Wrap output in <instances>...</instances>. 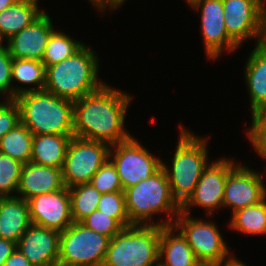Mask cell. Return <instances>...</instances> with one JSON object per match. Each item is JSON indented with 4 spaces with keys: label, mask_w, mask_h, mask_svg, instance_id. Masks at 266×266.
<instances>
[{
    "label": "cell",
    "mask_w": 266,
    "mask_h": 266,
    "mask_svg": "<svg viewBox=\"0 0 266 266\" xmlns=\"http://www.w3.org/2000/svg\"><path fill=\"white\" fill-rule=\"evenodd\" d=\"M21 123L20 108L14 99L0 103V139Z\"/></svg>",
    "instance_id": "obj_35"
},
{
    "label": "cell",
    "mask_w": 266,
    "mask_h": 266,
    "mask_svg": "<svg viewBox=\"0 0 266 266\" xmlns=\"http://www.w3.org/2000/svg\"><path fill=\"white\" fill-rule=\"evenodd\" d=\"M3 266H33L30 261L16 248Z\"/></svg>",
    "instance_id": "obj_37"
},
{
    "label": "cell",
    "mask_w": 266,
    "mask_h": 266,
    "mask_svg": "<svg viewBox=\"0 0 266 266\" xmlns=\"http://www.w3.org/2000/svg\"><path fill=\"white\" fill-rule=\"evenodd\" d=\"M81 223L89 229L111 239L124 228L116 219L98 209L84 218Z\"/></svg>",
    "instance_id": "obj_33"
},
{
    "label": "cell",
    "mask_w": 266,
    "mask_h": 266,
    "mask_svg": "<svg viewBox=\"0 0 266 266\" xmlns=\"http://www.w3.org/2000/svg\"><path fill=\"white\" fill-rule=\"evenodd\" d=\"M260 2H261L262 4H266V1H265V0H260Z\"/></svg>",
    "instance_id": "obj_45"
},
{
    "label": "cell",
    "mask_w": 266,
    "mask_h": 266,
    "mask_svg": "<svg viewBox=\"0 0 266 266\" xmlns=\"http://www.w3.org/2000/svg\"><path fill=\"white\" fill-rule=\"evenodd\" d=\"M132 97L103 84L98 90L74 101V136L112 146L132 136L124 127Z\"/></svg>",
    "instance_id": "obj_1"
},
{
    "label": "cell",
    "mask_w": 266,
    "mask_h": 266,
    "mask_svg": "<svg viewBox=\"0 0 266 266\" xmlns=\"http://www.w3.org/2000/svg\"><path fill=\"white\" fill-rule=\"evenodd\" d=\"M110 240L73 222L60 234L58 266H102Z\"/></svg>",
    "instance_id": "obj_8"
},
{
    "label": "cell",
    "mask_w": 266,
    "mask_h": 266,
    "mask_svg": "<svg viewBox=\"0 0 266 266\" xmlns=\"http://www.w3.org/2000/svg\"><path fill=\"white\" fill-rule=\"evenodd\" d=\"M64 187L62 168L28 162L23 164L16 194L28 201L34 196L59 191Z\"/></svg>",
    "instance_id": "obj_18"
},
{
    "label": "cell",
    "mask_w": 266,
    "mask_h": 266,
    "mask_svg": "<svg viewBox=\"0 0 266 266\" xmlns=\"http://www.w3.org/2000/svg\"><path fill=\"white\" fill-rule=\"evenodd\" d=\"M263 46H266V5L262 4V33L261 42Z\"/></svg>",
    "instance_id": "obj_39"
},
{
    "label": "cell",
    "mask_w": 266,
    "mask_h": 266,
    "mask_svg": "<svg viewBox=\"0 0 266 266\" xmlns=\"http://www.w3.org/2000/svg\"><path fill=\"white\" fill-rule=\"evenodd\" d=\"M32 140V132L20 123L0 139V153L27 164L31 161Z\"/></svg>",
    "instance_id": "obj_25"
},
{
    "label": "cell",
    "mask_w": 266,
    "mask_h": 266,
    "mask_svg": "<svg viewBox=\"0 0 266 266\" xmlns=\"http://www.w3.org/2000/svg\"><path fill=\"white\" fill-rule=\"evenodd\" d=\"M5 39H3L1 36H0V52H2L5 48H6V45L4 46V41Z\"/></svg>",
    "instance_id": "obj_43"
},
{
    "label": "cell",
    "mask_w": 266,
    "mask_h": 266,
    "mask_svg": "<svg viewBox=\"0 0 266 266\" xmlns=\"http://www.w3.org/2000/svg\"><path fill=\"white\" fill-rule=\"evenodd\" d=\"M245 65L244 76L252 111L266 105V46L255 44Z\"/></svg>",
    "instance_id": "obj_22"
},
{
    "label": "cell",
    "mask_w": 266,
    "mask_h": 266,
    "mask_svg": "<svg viewBox=\"0 0 266 266\" xmlns=\"http://www.w3.org/2000/svg\"><path fill=\"white\" fill-rule=\"evenodd\" d=\"M125 1L126 0H89V3L93 4L96 9H100V12H104L107 7L109 10H116L120 8L119 6H121Z\"/></svg>",
    "instance_id": "obj_38"
},
{
    "label": "cell",
    "mask_w": 266,
    "mask_h": 266,
    "mask_svg": "<svg viewBox=\"0 0 266 266\" xmlns=\"http://www.w3.org/2000/svg\"><path fill=\"white\" fill-rule=\"evenodd\" d=\"M18 0H0V12L3 9H6L7 7H10L12 4H14Z\"/></svg>",
    "instance_id": "obj_41"
},
{
    "label": "cell",
    "mask_w": 266,
    "mask_h": 266,
    "mask_svg": "<svg viewBox=\"0 0 266 266\" xmlns=\"http://www.w3.org/2000/svg\"><path fill=\"white\" fill-rule=\"evenodd\" d=\"M110 147L101 141L73 136L62 168L64 185L70 188L90 183L93 175L109 159Z\"/></svg>",
    "instance_id": "obj_9"
},
{
    "label": "cell",
    "mask_w": 266,
    "mask_h": 266,
    "mask_svg": "<svg viewBox=\"0 0 266 266\" xmlns=\"http://www.w3.org/2000/svg\"><path fill=\"white\" fill-rule=\"evenodd\" d=\"M228 35L239 45L247 39L261 42L262 3L260 0H222Z\"/></svg>",
    "instance_id": "obj_12"
},
{
    "label": "cell",
    "mask_w": 266,
    "mask_h": 266,
    "mask_svg": "<svg viewBox=\"0 0 266 266\" xmlns=\"http://www.w3.org/2000/svg\"><path fill=\"white\" fill-rule=\"evenodd\" d=\"M12 59L13 58L11 57L7 48L0 52V94H2L3 100L15 99L17 96L23 93L33 91V88L31 87L22 88L13 86L11 74Z\"/></svg>",
    "instance_id": "obj_31"
},
{
    "label": "cell",
    "mask_w": 266,
    "mask_h": 266,
    "mask_svg": "<svg viewBox=\"0 0 266 266\" xmlns=\"http://www.w3.org/2000/svg\"><path fill=\"white\" fill-rule=\"evenodd\" d=\"M16 249V243L0 238V266H3L5 261Z\"/></svg>",
    "instance_id": "obj_36"
},
{
    "label": "cell",
    "mask_w": 266,
    "mask_h": 266,
    "mask_svg": "<svg viewBox=\"0 0 266 266\" xmlns=\"http://www.w3.org/2000/svg\"><path fill=\"white\" fill-rule=\"evenodd\" d=\"M259 172L241 163L228 173L224 186L223 207L232 213L261 202L266 197V185Z\"/></svg>",
    "instance_id": "obj_14"
},
{
    "label": "cell",
    "mask_w": 266,
    "mask_h": 266,
    "mask_svg": "<svg viewBox=\"0 0 266 266\" xmlns=\"http://www.w3.org/2000/svg\"><path fill=\"white\" fill-rule=\"evenodd\" d=\"M191 7L201 11V32L208 59H217L226 49L229 52L238 49L225 27L222 0H199Z\"/></svg>",
    "instance_id": "obj_13"
},
{
    "label": "cell",
    "mask_w": 266,
    "mask_h": 266,
    "mask_svg": "<svg viewBox=\"0 0 266 266\" xmlns=\"http://www.w3.org/2000/svg\"><path fill=\"white\" fill-rule=\"evenodd\" d=\"M180 135L169 168L162 161L171 193L182 206L193 194L208 162L207 137H200L180 124ZM186 129V130H185Z\"/></svg>",
    "instance_id": "obj_4"
},
{
    "label": "cell",
    "mask_w": 266,
    "mask_h": 266,
    "mask_svg": "<svg viewBox=\"0 0 266 266\" xmlns=\"http://www.w3.org/2000/svg\"><path fill=\"white\" fill-rule=\"evenodd\" d=\"M44 11L38 0H18L0 12V36L7 41L11 36L35 21Z\"/></svg>",
    "instance_id": "obj_23"
},
{
    "label": "cell",
    "mask_w": 266,
    "mask_h": 266,
    "mask_svg": "<svg viewBox=\"0 0 266 266\" xmlns=\"http://www.w3.org/2000/svg\"><path fill=\"white\" fill-rule=\"evenodd\" d=\"M176 231H178V234L174 235L173 233ZM158 265L203 266L196 259L186 238L173 225L161 226Z\"/></svg>",
    "instance_id": "obj_20"
},
{
    "label": "cell",
    "mask_w": 266,
    "mask_h": 266,
    "mask_svg": "<svg viewBox=\"0 0 266 266\" xmlns=\"http://www.w3.org/2000/svg\"><path fill=\"white\" fill-rule=\"evenodd\" d=\"M22 167L21 162L0 153V197L13 196L17 192Z\"/></svg>",
    "instance_id": "obj_29"
},
{
    "label": "cell",
    "mask_w": 266,
    "mask_h": 266,
    "mask_svg": "<svg viewBox=\"0 0 266 266\" xmlns=\"http://www.w3.org/2000/svg\"><path fill=\"white\" fill-rule=\"evenodd\" d=\"M234 159L220 158L208 164L200 177L193 194L181 206V212L190 214L191 206L207 209L210 217L215 209L223 208L224 186L228 173L237 165Z\"/></svg>",
    "instance_id": "obj_11"
},
{
    "label": "cell",
    "mask_w": 266,
    "mask_h": 266,
    "mask_svg": "<svg viewBox=\"0 0 266 266\" xmlns=\"http://www.w3.org/2000/svg\"><path fill=\"white\" fill-rule=\"evenodd\" d=\"M229 228L248 235H266V197L232 213Z\"/></svg>",
    "instance_id": "obj_24"
},
{
    "label": "cell",
    "mask_w": 266,
    "mask_h": 266,
    "mask_svg": "<svg viewBox=\"0 0 266 266\" xmlns=\"http://www.w3.org/2000/svg\"><path fill=\"white\" fill-rule=\"evenodd\" d=\"M251 115L252 124L246 136L257 151L266 142V105L253 109Z\"/></svg>",
    "instance_id": "obj_34"
},
{
    "label": "cell",
    "mask_w": 266,
    "mask_h": 266,
    "mask_svg": "<svg viewBox=\"0 0 266 266\" xmlns=\"http://www.w3.org/2000/svg\"><path fill=\"white\" fill-rule=\"evenodd\" d=\"M32 225L63 232L73 223L70 193L59 191L34 196L28 200Z\"/></svg>",
    "instance_id": "obj_15"
},
{
    "label": "cell",
    "mask_w": 266,
    "mask_h": 266,
    "mask_svg": "<svg viewBox=\"0 0 266 266\" xmlns=\"http://www.w3.org/2000/svg\"><path fill=\"white\" fill-rule=\"evenodd\" d=\"M109 159L117 169L123 191L149 178L162 167L161 159L152 155L133 136L127 141L112 145Z\"/></svg>",
    "instance_id": "obj_10"
},
{
    "label": "cell",
    "mask_w": 266,
    "mask_h": 266,
    "mask_svg": "<svg viewBox=\"0 0 266 266\" xmlns=\"http://www.w3.org/2000/svg\"><path fill=\"white\" fill-rule=\"evenodd\" d=\"M46 68L42 61L34 59H12V82L17 81L24 85H35L33 91L45 89Z\"/></svg>",
    "instance_id": "obj_27"
},
{
    "label": "cell",
    "mask_w": 266,
    "mask_h": 266,
    "mask_svg": "<svg viewBox=\"0 0 266 266\" xmlns=\"http://www.w3.org/2000/svg\"><path fill=\"white\" fill-rule=\"evenodd\" d=\"M83 45L84 43L73 40L64 32L54 30L48 39L42 58L45 68L72 56Z\"/></svg>",
    "instance_id": "obj_28"
},
{
    "label": "cell",
    "mask_w": 266,
    "mask_h": 266,
    "mask_svg": "<svg viewBox=\"0 0 266 266\" xmlns=\"http://www.w3.org/2000/svg\"><path fill=\"white\" fill-rule=\"evenodd\" d=\"M222 266H247V265L242 261L238 260L237 258H235L234 256L230 261H228L226 264Z\"/></svg>",
    "instance_id": "obj_40"
},
{
    "label": "cell",
    "mask_w": 266,
    "mask_h": 266,
    "mask_svg": "<svg viewBox=\"0 0 266 266\" xmlns=\"http://www.w3.org/2000/svg\"><path fill=\"white\" fill-rule=\"evenodd\" d=\"M74 134L33 135L31 161L37 165L63 168L66 150Z\"/></svg>",
    "instance_id": "obj_21"
},
{
    "label": "cell",
    "mask_w": 266,
    "mask_h": 266,
    "mask_svg": "<svg viewBox=\"0 0 266 266\" xmlns=\"http://www.w3.org/2000/svg\"><path fill=\"white\" fill-rule=\"evenodd\" d=\"M98 70L96 52L84 44L72 56L46 67L44 90L74 102L105 84Z\"/></svg>",
    "instance_id": "obj_2"
},
{
    "label": "cell",
    "mask_w": 266,
    "mask_h": 266,
    "mask_svg": "<svg viewBox=\"0 0 266 266\" xmlns=\"http://www.w3.org/2000/svg\"><path fill=\"white\" fill-rule=\"evenodd\" d=\"M173 226L186 238L196 259L203 266H222L234 257L230 255V248L215 223L180 212Z\"/></svg>",
    "instance_id": "obj_7"
},
{
    "label": "cell",
    "mask_w": 266,
    "mask_h": 266,
    "mask_svg": "<svg viewBox=\"0 0 266 266\" xmlns=\"http://www.w3.org/2000/svg\"><path fill=\"white\" fill-rule=\"evenodd\" d=\"M161 226L132 225L111 240L102 266H158Z\"/></svg>",
    "instance_id": "obj_6"
},
{
    "label": "cell",
    "mask_w": 266,
    "mask_h": 266,
    "mask_svg": "<svg viewBox=\"0 0 266 266\" xmlns=\"http://www.w3.org/2000/svg\"><path fill=\"white\" fill-rule=\"evenodd\" d=\"M256 152L258 156L266 160V142Z\"/></svg>",
    "instance_id": "obj_42"
},
{
    "label": "cell",
    "mask_w": 266,
    "mask_h": 266,
    "mask_svg": "<svg viewBox=\"0 0 266 266\" xmlns=\"http://www.w3.org/2000/svg\"><path fill=\"white\" fill-rule=\"evenodd\" d=\"M20 108L21 123L33 135L74 134V102L45 90L30 91L14 99Z\"/></svg>",
    "instance_id": "obj_5"
},
{
    "label": "cell",
    "mask_w": 266,
    "mask_h": 266,
    "mask_svg": "<svg viewBox=\"0 0 266 266\" xmlns=\"http://www.w3.org/2000/svg\"><path fill=\"white\" fill-rule=\"evenodd\" d=\"M73 222H81L98 208L101 193L91 183L68 188Z\"/></svg>",
    "instance_id": "obj_26"
},
{
    "label": "cell",
    "mask_w": 266,
    "mask_h": 266,
    "mask_svg": "<svg viewBox=\"0 0 266 266\" xmlns=\"http://www.w3.org/2000/svg\"><path fill=\"white\" fill-rule=\"evenodd\" d=\"M124 193L126 211L131 225H173L176 219L173 216L181 212V206L173 198L169 180L162 167L149 178L126 188ZM161 212L166 213L168 218L165 219L166 221L154 223L152 220L154 215Z\"/></svg>",
    "instance_id": "obj_3"
},
{
    "label": "cell",
    "mask_w": 266,
    "mask_h": 266,
    "mask_svg": "<svg viewBox=\"0 0 266 266\" xmlns=\"http://www.w3.org/2000/svg\"><path fill=\"white\" fill-rule=\"evenodd\" d=\"M90 183L101 194L123 191L117 169L110 159L93 175Z\"/></svg>",
    "instance_id": "obj_32"
},
{
    "label": "cell",
    "mask_w": 266,
    "mask_h": 266,
    "mask_svg": "<svg viewBox=\"0 0 266 266\" xmlns=\"http://www.w3.org/2000/svg\"><path fill=\"white\" fill-rule=\"evenodd\" d=\"M60 232L30 225L16 248L33 266H58Z\"/></svg>",
    "instance_id": "obj_17"
},
{
    "label": "cell",
    "mask_w": 266,
    "mask_h": 266,
    "mask_svg": "<svg viewBox=\"0 0 266 266\" xmlns=\"http://www.w3.org/2000/svg\"><path fill=\"white\" fill-rule=\"evenodd\" d=\"M189 6H192L195 2L199 1V0H185Z\"/></svg>",
    "instance_id": "obj_44"
},
{
    "label": "cell",
    "mask_w": 266,
    "mask_h": 266,
    "mask_svg": "<svg viewBox=\"0 0 266 266\" xmlns=\"http://www.w3.org/2000/svg\"><path fill=\"white\" fill-rule=\"evenodd\" d=\"M30 225L28 201L17 195L0 197V238L17 244Z\"/></svg>",
    "instance_id": "obj_19"
},
{
    "label": "cell",
    "mask_w": 266,
    "mask_h": 266,
    "mask_svg": "<svg viewBox=\"0 0 266 266\" xmlns=\"http://www.w3.org/2000/svg\"><path fill=\"white\" fill-rule=\"evenodd\" d=\"M97 209L116 219L124 228L132 226L126 211L124 191L101 194Z\"/></svg>",
    "instance_id": "obj_30"
},
{
    "label": "cell",
    "mask_w": 266,
    "mask_h": 266,
    "mask_svg": "<svg viewBox=\"0 0 266 266\" xmlns=\"http://www.w3.org/2000/svg\"><path fill=\"white\" fill-rule=\"evenodd\" d=\"M50 16L44 11L35 21L7 40L6 48L12 58L42 61L51 33Z\"/></svg>",
    "instance_id": "obj_16"
}]
</instances>
